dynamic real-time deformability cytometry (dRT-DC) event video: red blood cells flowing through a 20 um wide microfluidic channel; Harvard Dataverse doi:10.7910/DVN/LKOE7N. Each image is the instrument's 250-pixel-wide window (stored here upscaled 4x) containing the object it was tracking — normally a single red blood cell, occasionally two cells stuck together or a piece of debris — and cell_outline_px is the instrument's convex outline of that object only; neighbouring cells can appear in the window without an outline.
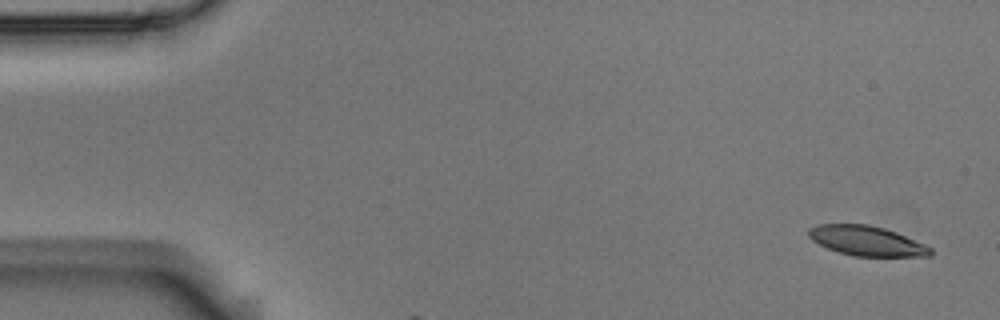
{"species": "Egyptian fruit bat (a non-hibernating species)", "species_latin": "Rousettus aegyptiacus", "temperature_condition": "room temperature", "stored_images_in_passage": 2, "camera_frame_rate_fps": 3000, "um_per_image_px": 0.085, "animal": {"sex": "male"}, "frame": {"image": 1, "passage_image": 1, "time_ms": 0.0, "image_size_px": [1000, 320], "cell_outline_px": [[932, 256], [852, 256], [828, 248], [812, 240], [808, 236], [808, 228], [816, 224], [868, 224], [884, 228], [896, 232], [924, 244], [932, 248]], "centroid_in_image_um": [73.65, 20.46], "position_along_channel_um": 11.3, "area_um2": 21.1}}